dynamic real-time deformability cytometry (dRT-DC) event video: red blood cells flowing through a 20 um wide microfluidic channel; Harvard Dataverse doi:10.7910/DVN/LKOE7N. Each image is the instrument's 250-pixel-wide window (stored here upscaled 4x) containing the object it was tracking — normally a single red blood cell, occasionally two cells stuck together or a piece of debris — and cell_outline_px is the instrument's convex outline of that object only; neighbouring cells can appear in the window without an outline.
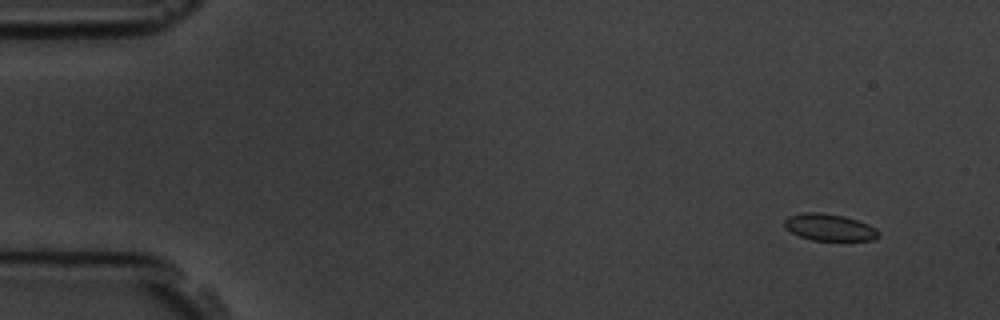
{"species": "common noctule bat (a hibernating species)", "species_latin": "Nyctalus noctula", "temperature_condition": "room temperature", "stored_images_in_passage": 6, "camera_frame_rate_fps": 3000, "um_per_image_px": 0.085, "animal": {"sex": "male", "body_mass_g": 19.5, "forearm_length_mm": 54.6}, "frame": {"image": 1, "passage_image": 1, "time_ms": 0.0, "image_size_px": [1000, 320], "cell_outline_px": [[880, 236], [872, 240], [812, 240], [800, 236], [784, 228], [784, 220], [788, 216], [804, 212], [820, 212], [844, 216], [868, 224], [876, 228], [880, 232]], "centroid_in_image_um": [70.49, 19.32], "position_along_channel_um": 14.5, "area_um2": 14.74}}
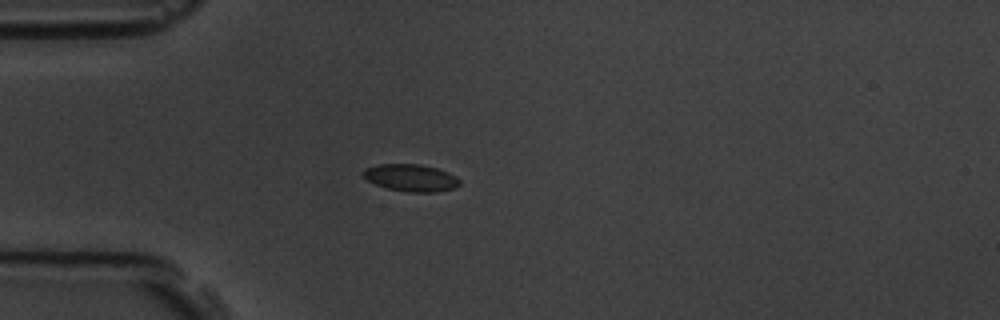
{"frame": {"image": 2, "passage_image": 4, "time_ms": 3.667, "image_size_px": [1000, 320], "cell_outline_px": [[460, 184], [456, 188], [436, 192], [408, 192], [384, 188], [368, 180], [360, 172], [364, 168], [376, 164], [420, 164], [436, 168], [448, 172], [456, 176], [460, 180]], "centroid_in_image_um": [34.92, 15.11], "position_along_channel_um": 50.1, "area_um2": 15.49}}
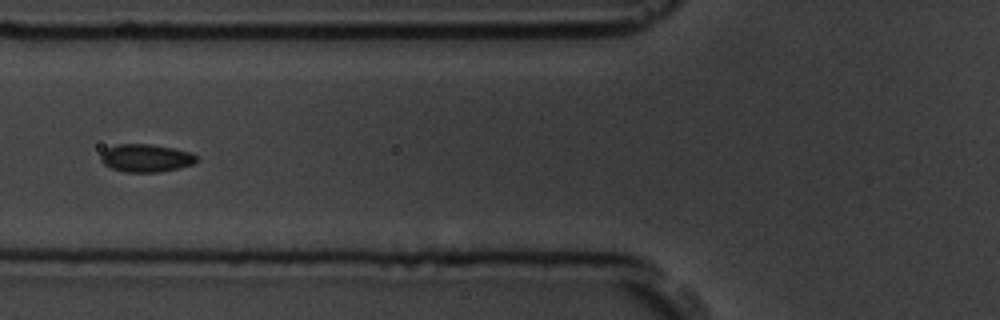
{"frame": {"image": 3, "passage_image": 6, "time_ms": 5.667, "image_size_px": [1000, 320], "cell_outline_px": [[196, 160], [192, 164], [160, 172], [124, 172], [112, 168], [104, 164], [100, 160], [100, 152], [116, 144], [152, 144], [172, 148], [188, 152], [196, 156]], "centroid_in_image_um": [12.33, 13.43], "position_along_channel_um": 113.5, "area_um2": 15.37}}